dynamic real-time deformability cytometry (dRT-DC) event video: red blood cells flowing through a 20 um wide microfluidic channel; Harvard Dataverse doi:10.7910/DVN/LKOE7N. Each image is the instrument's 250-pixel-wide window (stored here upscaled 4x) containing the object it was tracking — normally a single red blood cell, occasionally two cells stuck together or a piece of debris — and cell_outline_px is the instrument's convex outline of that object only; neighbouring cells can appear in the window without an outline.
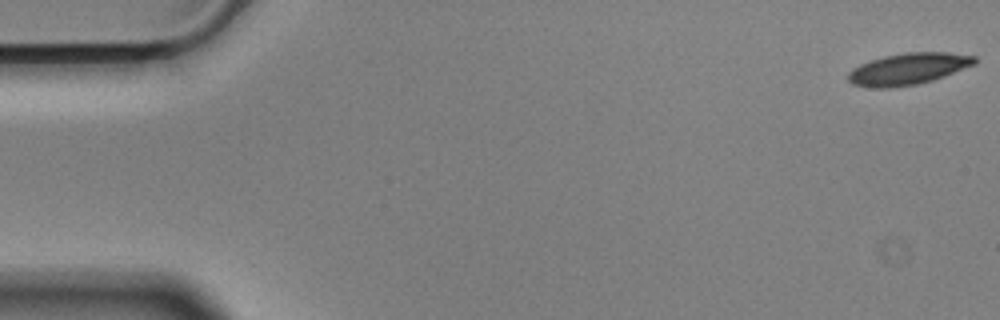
{"species": "Egyptian fruit bat (a non-hibernating species)", "species_latin": "Rousettus aegyptiacus", "temperature_condition": "cold", "stored_images_in_passage": 56, "camera_frame_rate_fps": 3000, "um_per_image_px": 0.085, "animal": {"sex": "male"}, "frame": {"image": 1, "passage_image": 1, "time_ms": 0.0, "image_size_px": [1000, 320], "cell_outline_px": [[976, 64], [944, 76], [932, 80], [916, 84], [892, 88], [876, 88], [852, 84], [848, 80], [848, 72], [852, 68], [860, 64], [884, 56], [904, 52], [948, 52], [976, 56]], "centroid_in_image_um": [77.2, 5.85], "position_along_channel_um": 7.8, "area_um2": 23.29}}
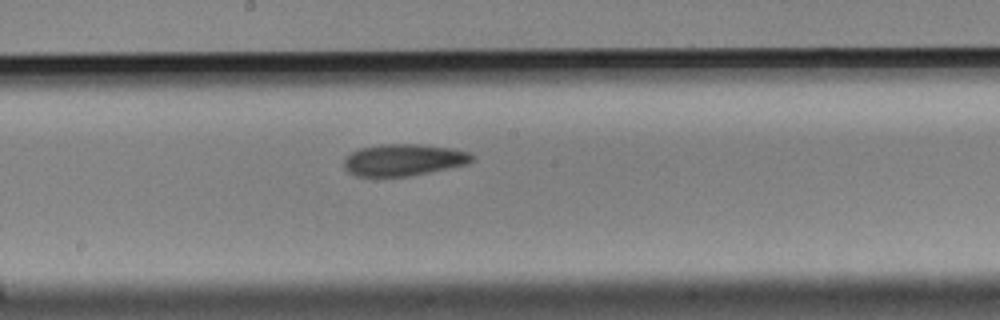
{"frame": {"image": 2, "passage_image": 30, "time_ms": 9.667, "image_size_px": [1000, 320], "cell_outline_px": [[472, 160], [468, 164], [408, 176], [356, 176], [348, 172], [344, 168], [344, 160], [352, 152], [360, 148], [380, 144], [420, 144], [452, 148], [468, 152], [472, 156]], "centroid_in_image_um": [34.28, 13.58], "position_along_channel_um": 213.9, "area_um2": 23.52}}
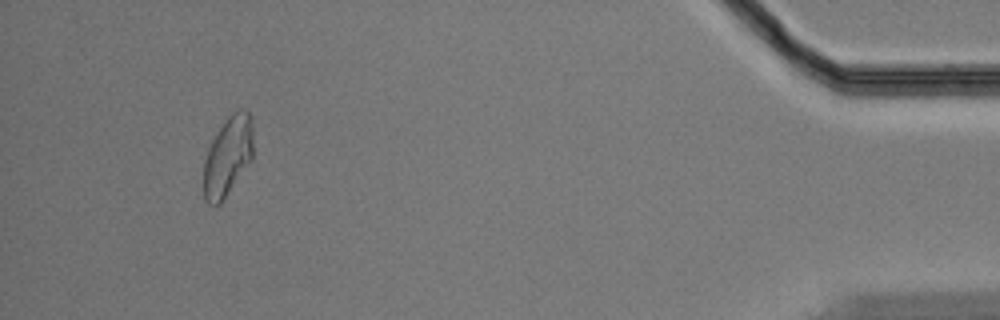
{"frame": {"image": 3, "passage_image": 53, "time_ms": 17.333, "image_size_px": [1000, 320], "cell_outline_px": [[252, 160], [220, 204], [208, 204], [204, 200], [204, 160], [208, 148], [212, 140], [228, 116], [232, 112], [240, 108], [244, 108], [252, 116]], "centroid_in_image_um": [19.37, 13.26], "position_along_channel_um": 415.8, "area_um2": 22.95}, "authors_computed_cell_mechanics": {"area_um2": 23.3512, "velocity_mm_per_s": 3.5364, "shape_relaxation_time_tau1_ms": 7.9326, "shape_relaxation_time_tau2_ms": 6.7692, "deformation_change_tau1": 0.1604, "deformation_change_tau2": 0.1307}}